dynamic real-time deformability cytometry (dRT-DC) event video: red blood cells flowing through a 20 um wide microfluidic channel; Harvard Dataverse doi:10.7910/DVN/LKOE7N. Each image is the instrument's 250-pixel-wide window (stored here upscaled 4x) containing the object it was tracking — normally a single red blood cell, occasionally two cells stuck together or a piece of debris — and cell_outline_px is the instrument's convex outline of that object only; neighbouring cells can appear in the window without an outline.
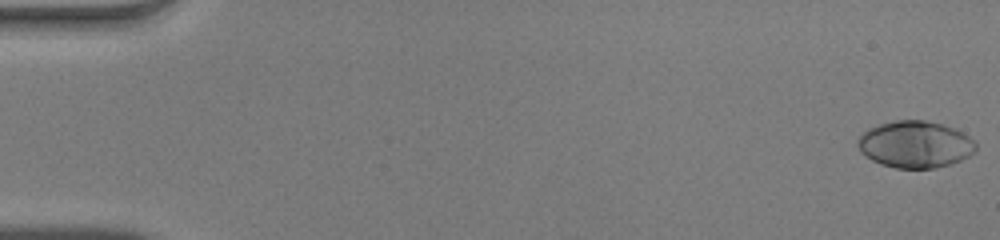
{"species": "human", "species_latin": "Homo sapiens", "temperature_condition": "warm", "stored_images_in_passage": 51, "camera_frame_rate_fps": 3000, "um_per_image_px": 0.085, "donor": {"sex": "male"}, "frame": {"image": 1, "passage_image": 1, "time_ms": 0.0, "image_size_px": [1000, 240], "cell_outline_px": [[976, 152], [960, 160], [936, 168], [896, 168], [880, 164], [864, 156], [860, 152], [856, 144], [856, 140], [868, 128], [880, 124], [896, 120], [924, 120], [956, 128], [968, 136], [976, 144]], "centroid_in_image_um": [77.76, 12.27], "position_along_channel_um": 7.2, "area_um2": 32.31}}
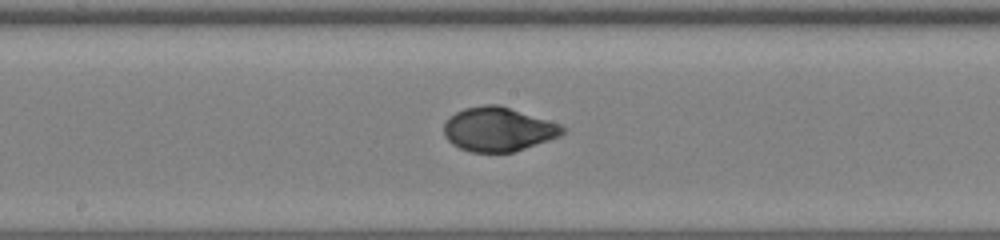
{"frame": {"image": 2, "passage_image": 28, "time_ms": 9.0, "image_size_px": [1000, 240], "cell_outline_px": [[568, 128], [560, 136], [512, 152], [472, 152], [460, 148], [452, 144], [444, 136], [444, 124], [448, 116], [464, 108], [484, 104], [500, 104], [560, 124]], "centroid_in_image_um": [42.33, 10.97], "position_along_channel_um": 205.9, "area_um2": 30.58}}
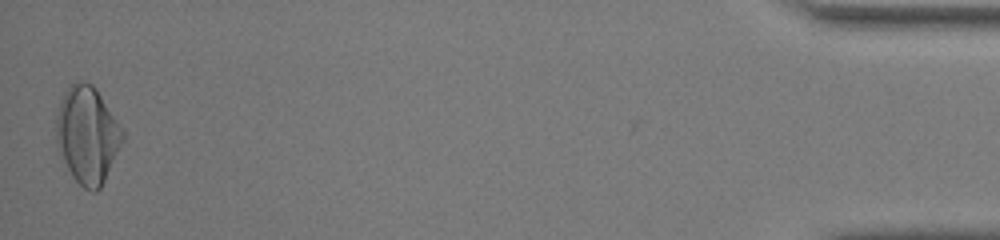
{"frame": {"image": 3, "passage_image": 51, "time_ms": 16.667, "image_size_px": [1000, 240], "cell_outline_px": [[124, 140], [100, 188], [96, 192], [92, 192], [84, 188], [72, 176], [60, 156], [56, 148], [56, 116], [60, 100], [64, 92], [72, 84], [80, 80], [84, 80], [92, 84], [96, 88], [124, 128]], "centroid_in_image_um": [7.42, 11.44], "position_along_channel_um": 427.8, "area_um2": 37.92}, "authors_computed_cell_mechanics": {"area_um2": 30.9808, "velocity_mm_per_s": 4.067, "shape_relaxation_time_tau1_ms": 3.4326, "shape_relaxation_time_tau2_ms": null, "deformation_change_tau1": 0.1958, "deformation_change_tau2": null}}